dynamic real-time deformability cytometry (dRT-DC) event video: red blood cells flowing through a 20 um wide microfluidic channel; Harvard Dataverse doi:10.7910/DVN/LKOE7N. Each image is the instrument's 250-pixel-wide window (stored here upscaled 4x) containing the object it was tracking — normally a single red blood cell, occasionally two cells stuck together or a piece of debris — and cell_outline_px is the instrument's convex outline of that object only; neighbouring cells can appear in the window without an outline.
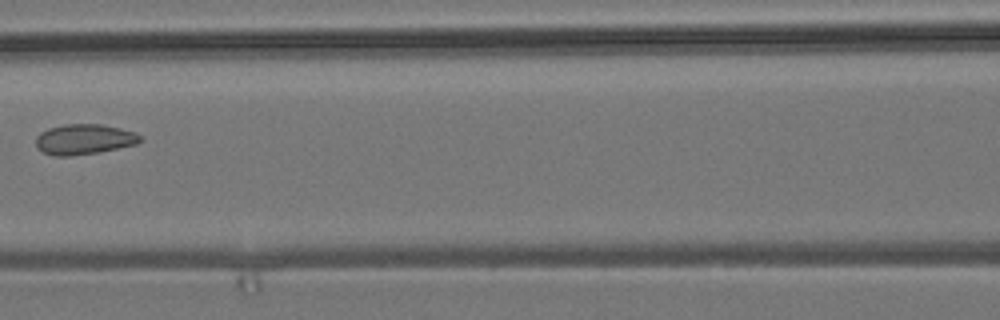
{"species": "common noctule bat (a hibernating species)", "species_latin": "Nyctalus noctula", "temperature_condition": "room temperature", "stored_images_in_passage": 9, "camera_frame_rate_fps": 3000, "um_per_image_px": 0.085, "animal": {"sex": "male", "body_mass_g": 19.2, "forearm_length_mm": 51.8}, "frame": {"image": 1, "passage_image": 6, "time_ms": 6.667, "image_size_px": [1000, 320], "cell_outline_px": [[144, 140], [136, 144], [100, 152], [72, 156], [52, 156], [36, 148], [36, 136], [40, 132], [48, 128], [64, 124], [100, 124], [120, 128], [136, 132]], "centroid_in_image_um": [7.14, 11.84], "position_along_channel_um": 159.5, "area_um2": 18.67}}
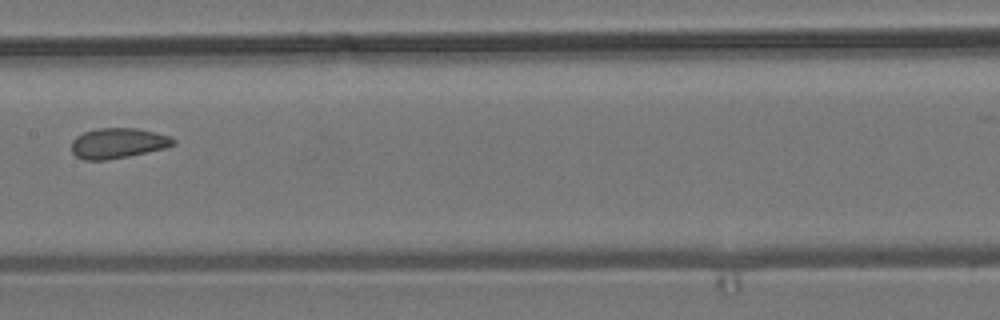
{"frame": {"image": 2, "passage_image": 7, "time_ms": 7.667, "image_size_px": [1000, 320], "cell_outline_px": [[176, 144], [164, 148], [128, 156], [108, 160], [84, 160], [76, 156], [72, 152], [72, 140], [76, 136], [84, 132], [100, 128], [136, 128], [172, 136], [176, 140]], "centroid_in_image_um": [10.03, 12.17], "position_along_channel_um": 197.4, "area_um2": 17.98}}
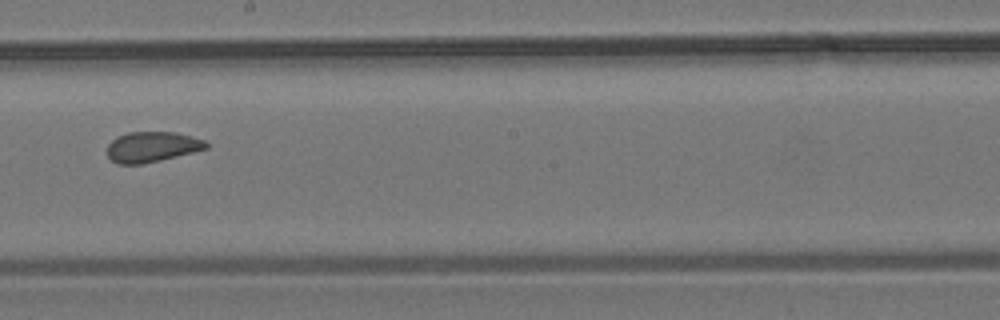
{"frame": {"image": 3, "passage_image": 8, "time_ms": 8.667, "image_size_px": [1000, 320], "cell_outline_px": [[208, 148], [144, 164], [116, 164], [108, 156], [108, 144], [116, 136], [128, 132], [176, 132], [204, 140], [208, 144]], "centroid_in_image_um": [12.89, 12.48], "position_along_channel_um": 235.3, "area_um2": 17.46}}